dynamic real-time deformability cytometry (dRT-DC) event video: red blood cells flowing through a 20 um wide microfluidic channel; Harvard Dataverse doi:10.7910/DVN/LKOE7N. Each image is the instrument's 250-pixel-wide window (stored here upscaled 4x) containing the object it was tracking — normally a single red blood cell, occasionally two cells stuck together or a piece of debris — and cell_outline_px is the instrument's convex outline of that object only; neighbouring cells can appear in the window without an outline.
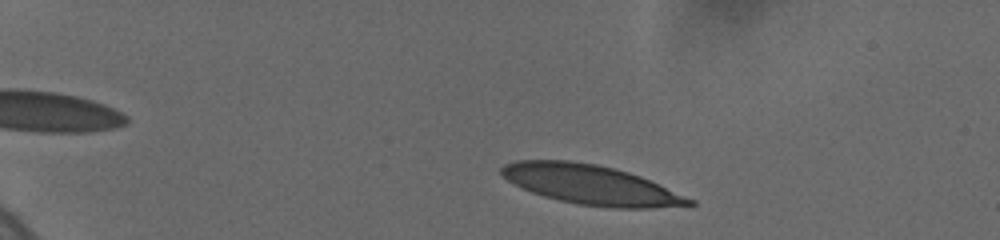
{"species": "human", "species_latin": "Homo sapiens", "temperature_condition": "cold", "stored_images_in_passage": 13, "camera_frame_rate_fps": 3000, "um_per_image_px": 0.085, "donor": {"sex": "female"}, "frame": {"image": 1, "passage_image": 3, "time_ms": 1.333, "image_size_px": [1000, 240], "cell_outline_px": [[696, 204], [652, 208], [612, 208], [576, 204], [544, 196], [532, 192], [508, 180], [500, 172], [500, 168], [504, 164], [516, 160], [568, 160], [596, 164], [628, 172], [648, 180], [696, 200]], "centroid_in_image_um": [50.21, 15.7], "position_along_channel_um": 34.8, "area_um2": 42.77}}
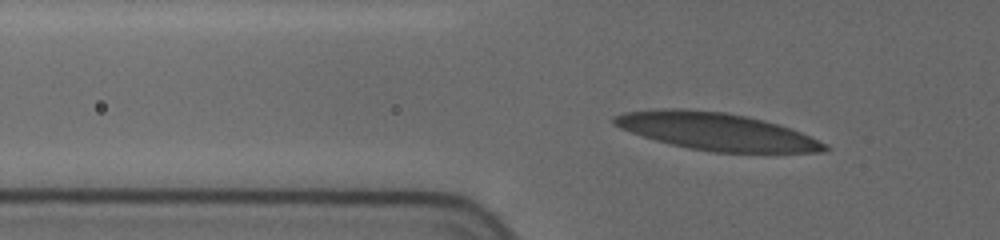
{"frame": {"image": 2, "passage_image": 9, "time_ms": 4.333, "image_size_px": [1000, 240], "cell_outline_px": [[828, 148], [824, 152], [712, 152], [688, 148], [656, 140], [620, 128], [612, 124], [612, 116], [624, 112], [664, 108], [676, 108], [724, 112], [744, 116], [776, 124], [800, 132], [824, 144]], "centroid_in_image_um": [60.8, 11.17], "position_along_channel_um": 65.0, "area_um2": 45.03}}
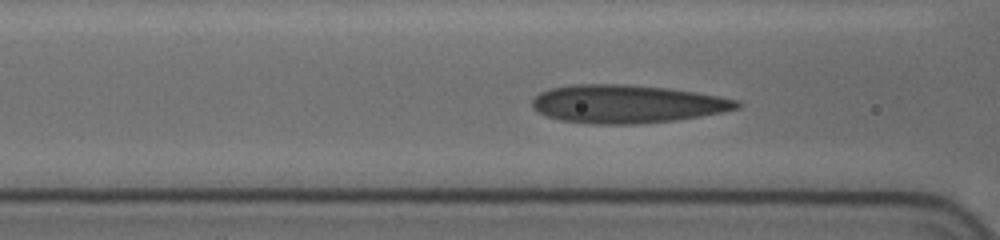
{"frame": {"image": 3, "passage_image": 12, "time_ms": 6.0, "image_size_px": [1000, 240], "cell_outline_px": [[744, 104], [740, 108], [724, 112], [676, 120], [636, 124], [592, 124], [560, 120], [544, 116], [536, 112], [532, 108], [532, 100], [540, 92], [552, 88], [576, 84], [624, 84], [668, 88], [696, 92], [720, 96], [740, 100]], "centroid_in_image_um": [53.31, 8.84], "position_along_channel_um": 113.3, "area_um2": 45.95}}